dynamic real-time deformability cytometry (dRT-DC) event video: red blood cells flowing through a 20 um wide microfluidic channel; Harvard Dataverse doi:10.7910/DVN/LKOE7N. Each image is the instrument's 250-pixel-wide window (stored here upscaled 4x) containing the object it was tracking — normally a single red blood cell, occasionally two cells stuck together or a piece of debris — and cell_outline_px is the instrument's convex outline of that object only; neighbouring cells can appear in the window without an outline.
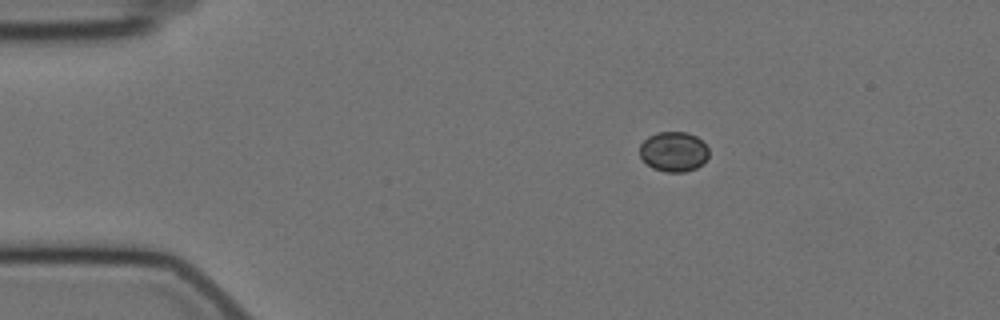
{"species": "Egyptian fruit bat (a non-hibernating species)", "species_latin": "Rousettus aegyptiacus", "temperature_condition": "cold", "stored_images_in_passage": 12, "camera_frame_rate_fps": 3000, "um_per_image_px": 0.085, "animal": {"sex": "female"}, "frame": {"image": 1, "passage_image": 1, "time_ms": 0.0, "image_size_px": [1000, 320], "cell_outline_px": [[708, 156], [696, 168], [684, 172], [664, 172], [652, 168], [640, 156], [640, 144], [648, 136], [656, 132], [688, 132], [696, 136], [708, 148]], "centroid_in_image_um": [57.23, 12.88], "position_along_channel_um": 27.8, "area_um2": 16.01}}
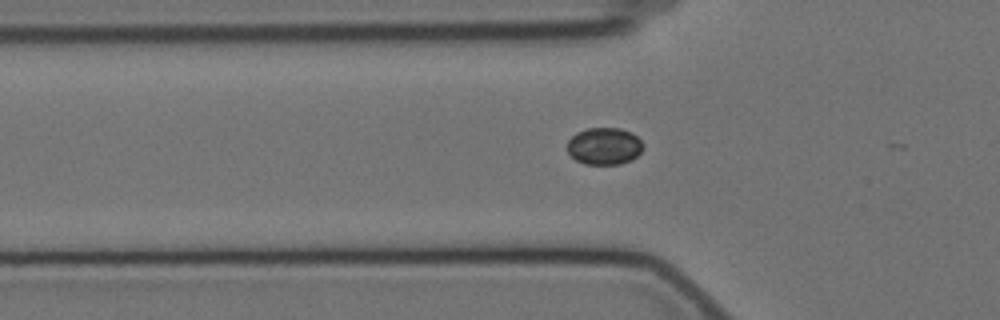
{"frame": {"image": 2, "passage_image": 10, "time_ms": 3.0, "image_size_px": [1000, 320], "cell_outline_px": [[644, 148], [632, 160], [620, 164], [584, 164], [576, 160], [568, 152], [568, 140], [576, 132], [588, 128], [620, 128], [632, 132], [644, 144]], "centroid_in_image_um": [51.38, 12.41], "position_along_channel_um": 74.4, "area_um2": 16.47}}